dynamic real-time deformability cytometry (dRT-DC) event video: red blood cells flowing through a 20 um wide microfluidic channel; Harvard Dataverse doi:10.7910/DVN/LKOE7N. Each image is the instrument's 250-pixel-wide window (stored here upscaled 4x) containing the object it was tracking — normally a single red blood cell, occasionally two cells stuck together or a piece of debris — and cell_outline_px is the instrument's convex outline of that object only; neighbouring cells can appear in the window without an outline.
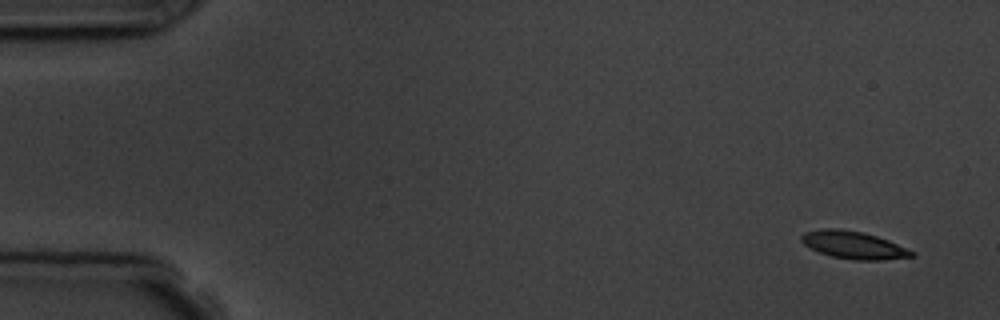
{"species": "common noctule bat (a hibernating species)", "species_latin": "Nyctalus noctula", "temperature_condition": "room temperature", "stored_images_in_passage": 5, "camera_frame_rate_fps": 3000, "um_per_image_px": 0.085, "animal": {"sex": "male", "body_mass_g": 19.5, "forearm_length_mm": 54.6}, "frame": {"image": 1, "passage_image": 1, "time_ms": 0.0, "image_size_px": [1000, 320], "cell_outline_px": [[916, 256], [880, 260], [856, 260], [832, 256], [820, 252], [804, 244], [800, 240], [800, 236], [804, 232], [824, 228], [840, 228], [864, 232], [888, 240], [916, 252]], "centroid_in_image_um": [72.56, 20.81], "position_along_channel_um": 12.4, "area_um2": 17.69}}
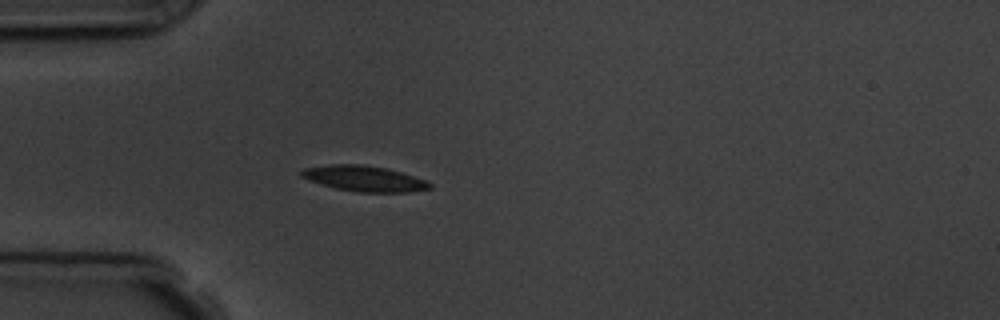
{"frame": {"image": 2, "passage_image": 5, "time_ms": 4.333, "image_size_px": [1000, 320], "cell_outline_px": [[432, 188], [408, 192], [360, 192], [336, 188], [308, 180], [300, 176], [300, 172], [304, 168], [332, 164], [360, 164], [384, 168], [400, 172], [424, 180], [432, 184]], "centroid_in_image_um": [30.93, 15.18], "position_along_channel_um": 54.1, "area_um2": 18.84}}